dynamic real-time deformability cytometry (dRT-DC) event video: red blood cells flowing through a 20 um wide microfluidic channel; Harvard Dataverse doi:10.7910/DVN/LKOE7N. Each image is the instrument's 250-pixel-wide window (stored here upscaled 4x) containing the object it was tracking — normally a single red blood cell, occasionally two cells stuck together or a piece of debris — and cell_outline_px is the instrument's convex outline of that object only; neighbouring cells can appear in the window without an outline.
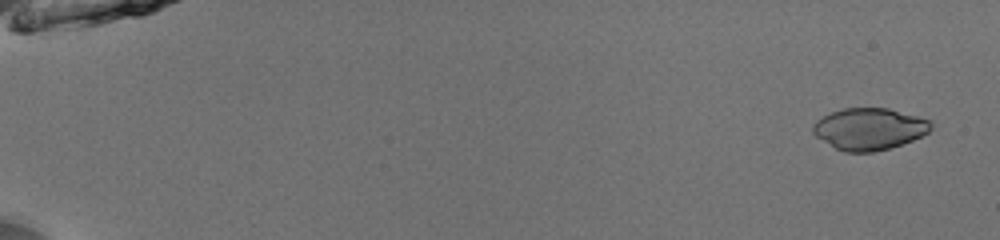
{"species": "common noctule bat (a hibernating species)", "species_latin": "Nyctalus noctula", "temperature_condition": "room temperature", "stored_images_in_passage": 53, "camera_frame_rate_fps": 3000, "um_per_image_px": 0.085, "animal": {"sex": "male", "body_mass_g": 13.0, "forearm_length_mm": 53.1}, "frame": {"image": 1, "passage_image": 3, "time_ms": 0.667, "image_size_px": [1000, 240], "cell_outline_px": [[932, 128], [928, 132], [912, 140], [892, 148], [872, 152], [844, 152], [836, 148], [816, 136], [812, 132], [812, 124], [816, 120], [832, 112], [844, 108], [888, 108], [932, 120]], "centroid_in_image_um": [73.9, 10.96], "position_along_channel_um": 11.1, "area_um2": 28.73}}